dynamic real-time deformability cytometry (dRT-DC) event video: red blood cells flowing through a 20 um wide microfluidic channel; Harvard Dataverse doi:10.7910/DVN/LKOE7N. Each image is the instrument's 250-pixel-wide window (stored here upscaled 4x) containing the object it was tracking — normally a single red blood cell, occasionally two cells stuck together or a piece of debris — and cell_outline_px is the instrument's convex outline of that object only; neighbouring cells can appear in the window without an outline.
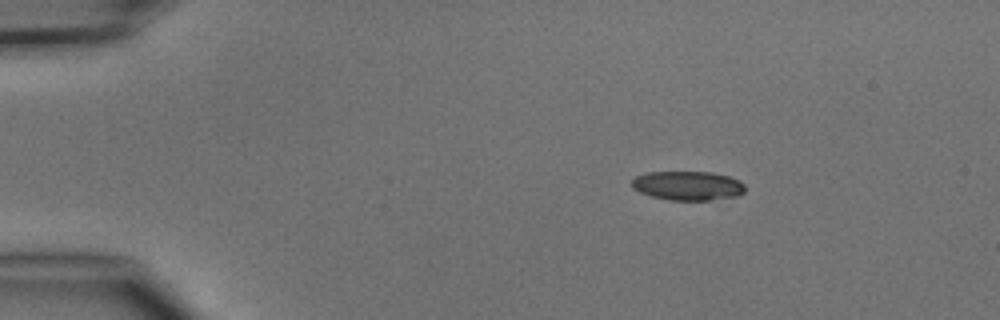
{"species": "common noctule bat (a hibernating species)", "species_latin": "Nyctalus noctula", "temperature_condition": "cold", "stored_images_in_passage": 4, "camera_frame_rate_fps": 3000, "um_per_image_px": 0.085, "animal": {"sex": "male", "body_mass_g": 15.6}, "frame": {"image": 1, "passage_image": 2, "time_ms": 1.0, "image_size_px": [1000, 320], "cell_outline_px": [[744, 192], [736, 196], [708, 200], [672, 200], [652, 196], [640, 192], [632, 188], [628, 180], [636, 176], [648, 172], [712, 172], [728, 176], [740, 180], [744, 184]], "centroid_in_image_um": [58.42, 15.77], "position_along_channel_um": 26.6, "area_um2": 19.31}}
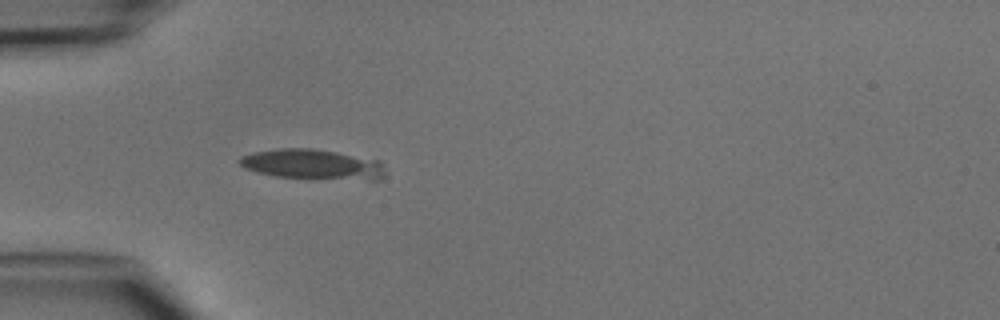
{"frame": {"image": 2, "passage_image": 4, "time_ms": 3.333, "image_size_px": [1000, 320], "cell_outline_px": [[384, 176], [380, 180], [368, 180], [276, 176], [256, 172], [244, 168], [236, 160], [240, 156], [252, 152], [280, 148], [312, 148], [336, 152], [380, 160], [384, 164]], "centroid_in_image_um": [26.56, 13.96], "position_along_channel_um": 58.4, "area_um2": 25.66}}